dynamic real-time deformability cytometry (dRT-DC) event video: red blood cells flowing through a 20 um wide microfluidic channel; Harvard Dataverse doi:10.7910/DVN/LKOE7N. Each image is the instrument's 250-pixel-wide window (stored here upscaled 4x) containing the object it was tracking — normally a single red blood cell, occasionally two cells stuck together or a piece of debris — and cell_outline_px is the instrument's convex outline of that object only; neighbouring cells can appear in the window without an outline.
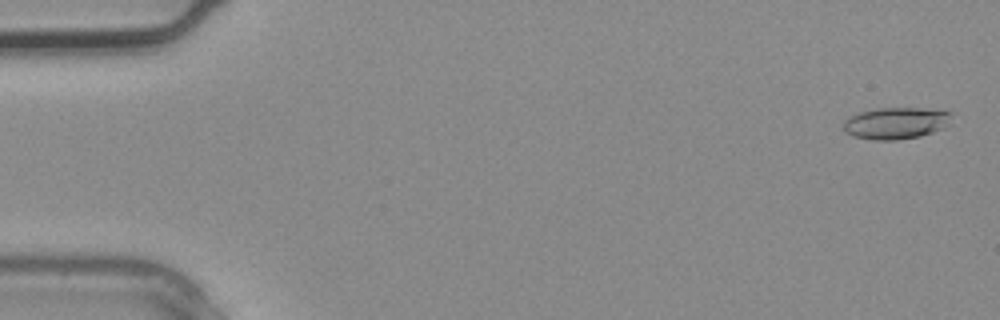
{"species": "common noctule bat (a hibernating species)", "species_latin": "Nyctalus noctula", "temperature_condition": "warm", "stored_images_in_passage": 3, "camera_frame_rate_fps": 3000, "um_per_image_px": 0.085, "animal": {"sex": "male", "body_mass_g": 20.4}, "frame": {"image": 1, "passage_image": 3, "time_ms": 0.667, "image_size_px": [1000, 320], "cell_outline_px": [[952, 112], [948, 124], [932, 132], [920, 136], [896, 140], [872, 140], [852, 136], [844, 128], [844, 120], [848, 116], [860, 112], [876, 108], [924, 108]], "centroid_in_image_um": [76.12, 10.46], "position_along_channel_um": 8.9, "area_um2": 19.88}}